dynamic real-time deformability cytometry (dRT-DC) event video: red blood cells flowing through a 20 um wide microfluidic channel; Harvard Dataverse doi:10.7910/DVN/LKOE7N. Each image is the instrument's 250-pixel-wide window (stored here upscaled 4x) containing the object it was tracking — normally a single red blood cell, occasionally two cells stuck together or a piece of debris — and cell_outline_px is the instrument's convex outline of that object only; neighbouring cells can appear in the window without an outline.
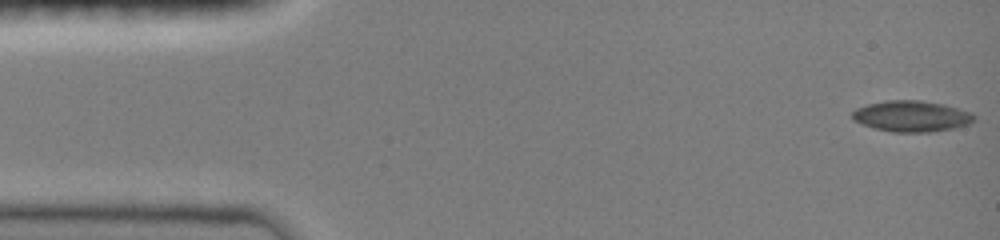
{"species": "common noctule bat (a hibernating species)", "species_latin": "Nyctalus noctula", "temperature_condition": "room temperature", "stored_images_in_passage": 73, "camera_frame_rate_fps": 3000, "um_per_image_px": 0.085, "animal": {"sex": "female", "body_mass_g": 19.0, "forearm_length_mm": 51.5}, "frame": {"image": 1, "passage_image": 1, "time_ms": 0.0, "image_size_px": [1000, 240], "cell_outline_px": [[976, 120], [968, 124], [952, 128], [928, 132], [892, 132], [876, 128], [852, 120], [852, 112], [856, 108], [868, 104], [884, 100], [920, 100], [944, 104], [972, 112], [976, 116]], "centroid_in_image_um": [77.5, 9.86], "position_along_channel_um": 7.5, "area_um2": 22.02}}
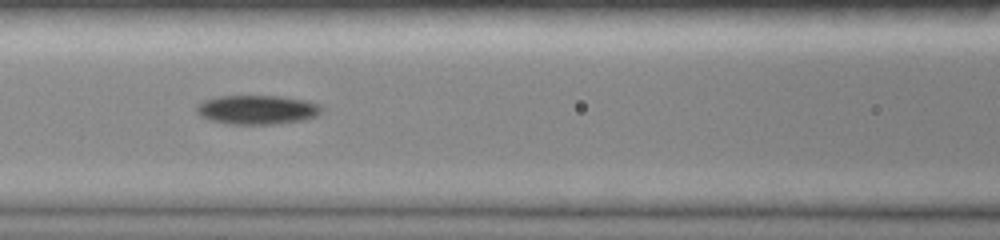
{"frame": {"image": 2, "passage_image": 30, "time_ms": 6.333, "image_size_px": [1000, 240], "cell_outline_px": [[324, 108], [316, 116], [308, 120], [276, 124], [228, 124], [212, 120], [200, 116], [196, 112], [196, 104], [204, 100], [220, 96], [280, 96], [308, 100], [320, 104]], "centroid_in_image_um": [21.9, 9.33], "position_along_channel_um": 144.7, "area_um2": 21.56}}
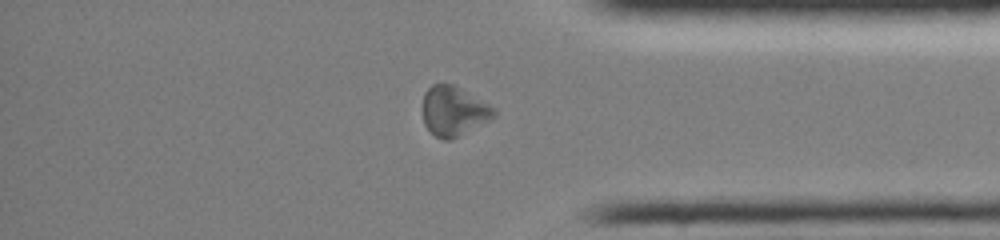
{"frame": {"image": 3, "passage_image": 60, "time_ms": 12.667, "image_size_px": [1000, 240], "cell_outline_px": [[496, 116], [452, 140], [444, 140], [436, 136], [424, 124], [420, 108], [424, 92], [432, 84], [452, 84], [496, 108]], "centroid_in_image_um": [38.52, 9.44], "position_along_channel_um": 396.7, "area_um2": 20.75}, "authors_computed_cell_mechanics": {"area_um2": 20.6924, "velocity_mm_per_s": 4.0388, "shape_relaxation_time_tau1_ms": 4.213, "shape_relaxation_time_tau2_ms": null, "deformation_change_tau1": 0.1338, "deformation_change_tau2": null}}